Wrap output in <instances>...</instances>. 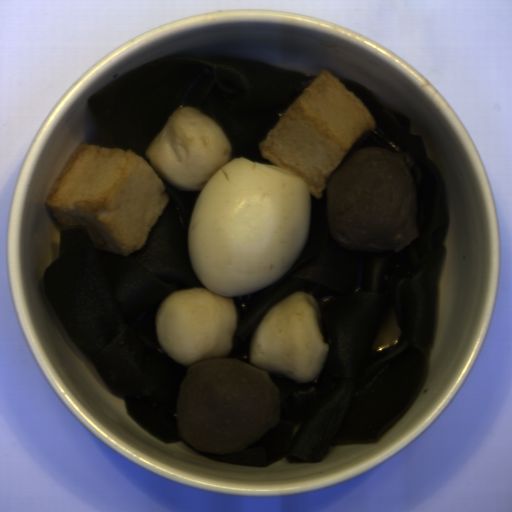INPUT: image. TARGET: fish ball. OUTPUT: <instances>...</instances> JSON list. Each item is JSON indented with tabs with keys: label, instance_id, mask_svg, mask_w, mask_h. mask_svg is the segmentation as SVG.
I'll list each match as a JSON object with an SVG mask.
<instances>
[{
	"label": "fish ball",
	"instance_id": "fish-ball-1",
	"mask_svg": "<svg viewBox=\"0 0 512 512\" xmlns=\"http://www.w3.org/2000/svg\"><path fill=\"white\" fill-rule=\"evenodd\" d=\"M233 146L209 114L182 106L151 140L131 149L79 144L46 195L62 228L85 227L97 250L128 256L146 244L169 194L198 191L228 164ZM166 183V184H165Z\"/></svg>",
	"mask_w": 512,
	"mask_h": 512
},
{
	"label": "fish ball",
	"instance_id": "fish-ball-2",
	"mask_svg": "<svg viewBox=\"0 0 512 512\" xmlns=\"http://www.w3.org/2000/svg\"><path fill=\"white\" fill-rule=\"evenodd\" d=\"M373 115L332 73L304 89L259 144L261 156L304 180L323 200L335 169L353 146L375 130Z\"/></svg>",
	"mask_w": 512,
	"mask_h": 512
},
{
	"label": "fish ball",
	"instance_id": "fish-ball-3",
	"mask_svg": "<svg viewBox=\"0 0 512 512\" xmlns=\"http://www.w3.org/2000/svg\"><path fill=\"white\" fill-rule=\"evenodd\" d=\"M328 350L317 298L293 293L261 319L249 343L248 363L295 384L317 378Z\"/></svg>",
	"mask_w": 512,
	"mask_h": 512
},
{
	"label": "fish ball",
	"instance_id": "fish-ball-4",
	"mask_svg": "<svg viewBox=\"0 0 512 512\" xmlns=\"http://www.w3.org/2000/svg\"><path fill=\"white\" fill-rule=\"evenodd\" d=\"M237 325L233 299L217 296L206 287L181 289L165 297L154 319L157 342L183 367L225 358L231 352Z\"/></svg>",
	"mask_w": 512,
	"mask_h": 512
}]
</instances>
